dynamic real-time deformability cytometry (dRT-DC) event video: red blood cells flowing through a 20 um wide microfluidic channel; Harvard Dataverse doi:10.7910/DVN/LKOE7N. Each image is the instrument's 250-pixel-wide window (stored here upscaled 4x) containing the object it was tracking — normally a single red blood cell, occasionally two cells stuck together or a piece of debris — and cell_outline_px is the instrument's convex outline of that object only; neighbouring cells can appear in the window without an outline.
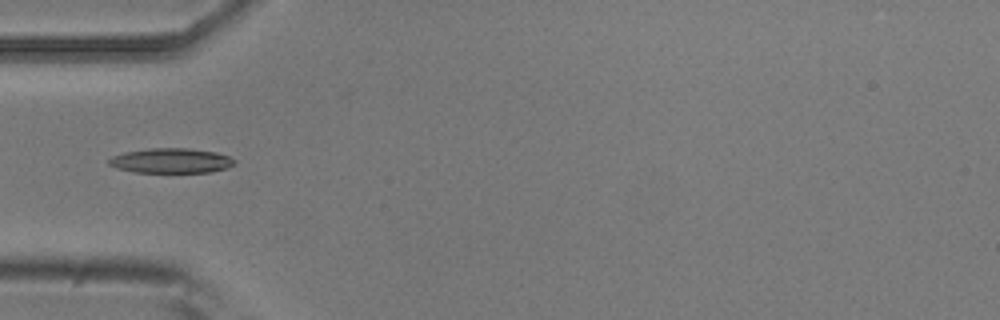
{"species": "common noctule bat (a hibernating species)", "species_latin": "Nyctalus noctula", "temperature_condition": "room temperature", "stored_images_in_passage": 1, "camera_frame_rate_fps": 3000, "um_per_image_px": 0.085, "animal": {"sex": "male", "body_mass_g": 20.5, "forearm_length_mm": 52.5}, "frame": {"image": 1, "passage_image": 1, "time_ms": 0.0, "image_size_px": [1000, 320], "cell_outline_px": [[236, 164], [228, 168], [212, 172], [136, 172], [116, 168], [108, 164], [108, 160], [112, 156], [124, 152], [152, 148], [188, 148], [216, 152], [228, 156], [236, 160]], "centroid_in_image_um": [14.57, 13.66], "position_along_channel_um": 70.4, "area_um2": 18.26}}